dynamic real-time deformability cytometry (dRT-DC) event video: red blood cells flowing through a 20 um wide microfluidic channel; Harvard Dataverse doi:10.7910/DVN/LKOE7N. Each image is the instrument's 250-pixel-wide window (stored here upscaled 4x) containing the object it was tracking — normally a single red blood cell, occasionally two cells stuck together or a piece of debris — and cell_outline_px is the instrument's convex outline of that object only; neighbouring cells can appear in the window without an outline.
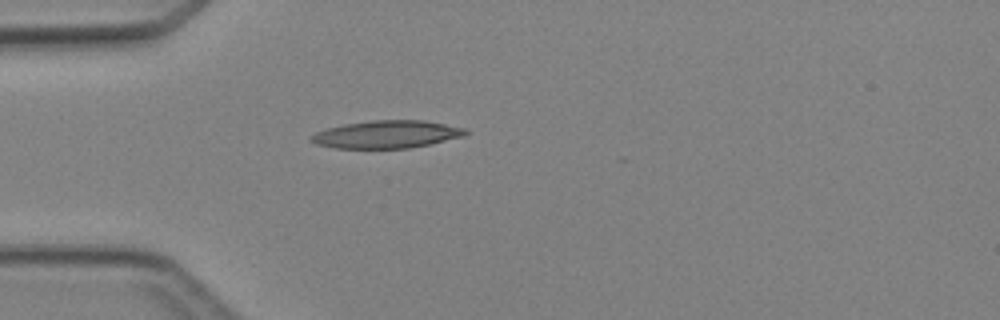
{"species": "Egyptian fruit bat (a non-hibernating species)", "species_latin": "Rousettus aegyptiacus", "temperature_condition": "cold", "stored_images_in_passage": 1, "camera_frame_rate_fps": 3000, "um_per_image_px": 0.085, "animal": {"sex": "female"}, "frame": {"image": 1, "passage_image": 1, "time_ms": 0.0, "image_size_px": [1000, 320], "cell_outline_px": [[472, 132], [464, 136], [428, 144], [408, 148], [336, 148], [316, 144], [308, 140], [308, 136], [316, 132], [328, 128], [344, 124], [372, 120], [424, 120], [464, 128]], "centroid_in_image_um": [32.85, 11.42], "position_along_channel_um": 52.2, "area_um2": 24.85}}